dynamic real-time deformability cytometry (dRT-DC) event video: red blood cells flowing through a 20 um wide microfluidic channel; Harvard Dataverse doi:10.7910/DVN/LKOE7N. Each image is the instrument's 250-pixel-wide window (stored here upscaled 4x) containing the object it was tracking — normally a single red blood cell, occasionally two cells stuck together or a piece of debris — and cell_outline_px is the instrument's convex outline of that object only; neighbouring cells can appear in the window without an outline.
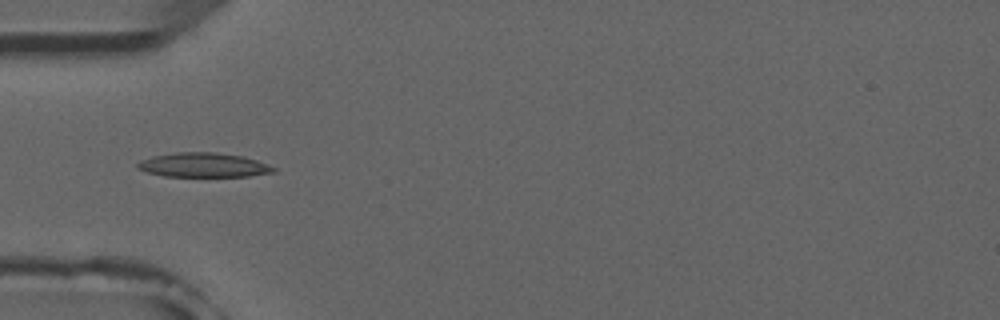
{"species": "common noctule bat (a hibernating species)", "species_latin": "Nyctalus noctula", "temperature_condition": "room temperature", "stored_images_in_passage": 4, "camera_frame_rate_fps": 3000, "um_per_image_px": 0.085, "animal": {"sex": "male", "forearm_length_mm": 52.5}, "frame": {"image": 1, "passage_image": 4, "time_ms": 4.667, "image_size_px": [1000, 320], "cell_outline_px": [[276, 172], [248, 176], [164, 176], [148, 172], [136, 168], [136, 164], [140, 160], [152, 156], [176, 152], [216, 152], [244, 156], [268, 164], [276, 168]], "centroid_in_image_um": [17.3, 14.02], "position_along_channel_um": 67.7, "area_um2": 19.36}}